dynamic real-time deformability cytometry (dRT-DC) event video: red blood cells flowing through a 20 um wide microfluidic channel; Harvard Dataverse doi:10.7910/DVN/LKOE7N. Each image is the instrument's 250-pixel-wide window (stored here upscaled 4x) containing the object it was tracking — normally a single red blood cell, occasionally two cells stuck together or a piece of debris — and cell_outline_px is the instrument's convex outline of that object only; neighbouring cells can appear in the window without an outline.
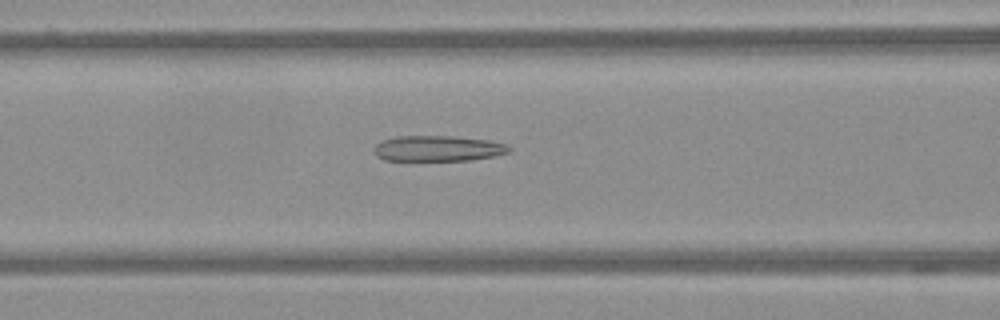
{"species": "Egyptian fruit bat (a non-hibernating species)", "species_latin": "Rousettus aegyptiacus", "temperature_condition": "warm", "stored_images_in_passage": 56, "camera_frame_rate_fps": 3000, "um_per_image_px": 0.085, "frame": {"image": 1, "passage_image": 23, "time_ms": 7.333, "image_size_px": [1000, 320], "cell_outline_px": [[512, 152], [496, 156], [468, 160], [384, 160], [376, 156], [376, 144], [380, 140], [396, 136], [452, 136], [488, 140], [508, 144], [512, 148]], "centroid_in_image_um": [37.28, 12.61], "position_along_channel_um": 129.3, "area_um2": 20.29}}
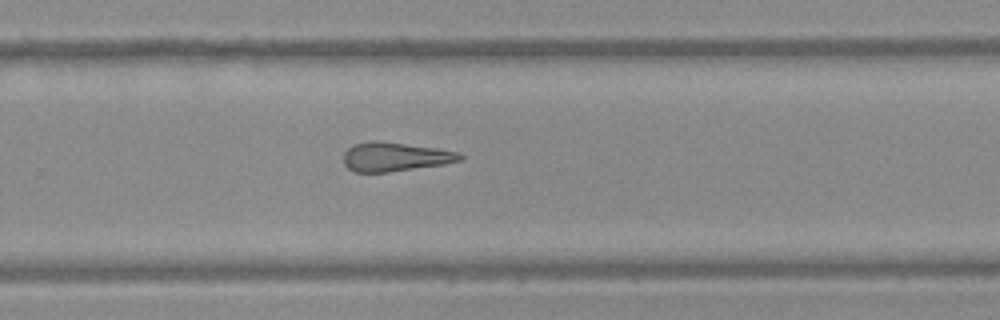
{"frame": {"image": 2, "passage_image": 37, "time_ms": 12.0, "image_size_px": [1000, 320], "cell_outline_px": [[464, 156], [460, 160], [444, 164], [388, 172], [356, 172], [348, 168], [344, 164], [344, 152], [352, 144], [368, 140], [376, 140], [436, 148], [460, 152]], "centroid_in_image_um": [33.55, 13.31], "position_along_channel_um": 296.2, "area_um2": 19.71}}
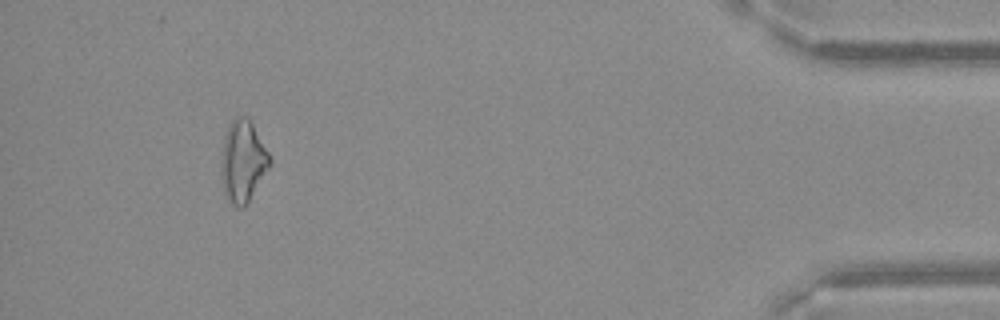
{"frame": {"image": 3, "passage_image": 52, "time_ms": 17.0, "image_size_px": [1000, 320], "cell_outline_px": [[272, 164], [244, 208], [240, 208], [232, 204], [224, 196], [220, 172], [220, 164], [224, 140], [228, 124], [236, 116], [248, 116], [268, 152], [272, 160]], "centroid_in_image_um": [20.63, 13.72], "position_along_channel_um": 414.6, "area_um2": 23.35}}